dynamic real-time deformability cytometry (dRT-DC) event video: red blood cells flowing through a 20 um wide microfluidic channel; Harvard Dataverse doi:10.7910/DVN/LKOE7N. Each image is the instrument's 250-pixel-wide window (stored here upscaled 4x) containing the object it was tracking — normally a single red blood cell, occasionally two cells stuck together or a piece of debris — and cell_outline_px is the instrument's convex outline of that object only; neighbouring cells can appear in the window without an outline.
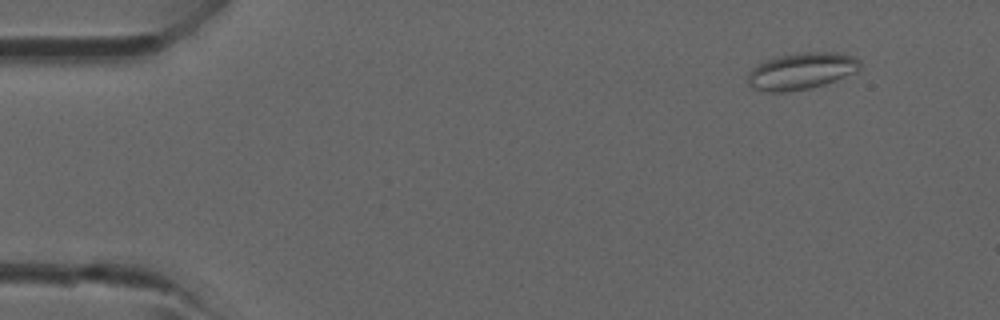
{"species": "common noctule bat (a hibernating species)", "species_latin": "Nyctalus noctula", "temperature_condition": "room temperature", "stored_images_in_passage": 3, "camera_frame_rate_fps": 3000, "um_per_image_px": 0.085, "animal": {"sex": "male", "forearm_length_mm": 52.5}, "frame": {"image": 1, "passage_image": 3, "time_ms": 2.333, "image_size_px": [1000, 320], "cell_outline_px": [[860, 68], [856, 72], [836, 80], [824, 84], [808, 88], [788, 92], [768, 92], [752, 88], [748, 84], [748, 72], [752, 68], [764, 60], [780, 56], [804, 52], [836, 52], [852, 56], [860, 60]], "centroid_in_image_um": [68.1, 6.04], "position_along_channel_um": 16.9, "area_um2": 23.99}}